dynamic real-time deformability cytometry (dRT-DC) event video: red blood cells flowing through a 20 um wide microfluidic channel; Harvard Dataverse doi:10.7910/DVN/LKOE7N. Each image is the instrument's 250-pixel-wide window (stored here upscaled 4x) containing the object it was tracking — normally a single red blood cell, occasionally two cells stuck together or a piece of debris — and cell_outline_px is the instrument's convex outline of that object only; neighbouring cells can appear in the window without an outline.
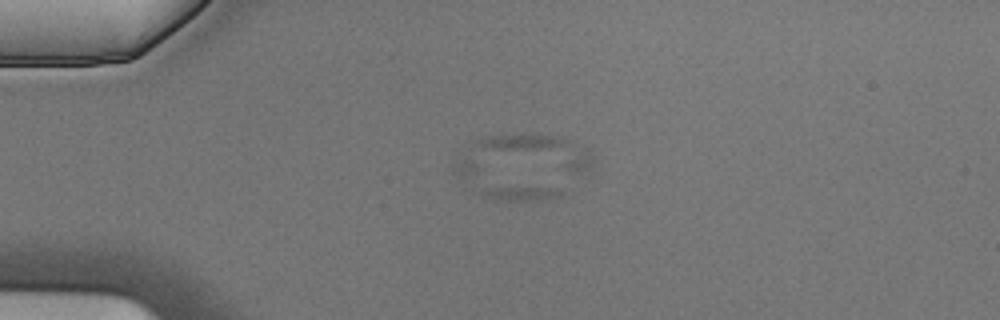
{"species": "Egyptian fruit bat (a non-hibernating species)", "species_latin": "Rousettus aegyptiacus", "temperature_condition": "cold", "stored_images_in_passage": 8, "camera_frame_rate_fps": 3000, "um_per_image_px": 0.085, "animal": {"sex": "male"}, "frame": {"image": 1, "passage_image": 5, "time_ms": 1.333, "image_size_px": [1000, 320], "cell_outline_px": [[564, 196], [544, 200], [492, 200], [480, 196], [464, 188], [452, 172], [452, 164], [464, 160], [472, 160], [560, 192]], "centroid_in_image_um": [42.41, 15.59], "position_along_channel_um": 42.6, "area_um2": 17.92}}